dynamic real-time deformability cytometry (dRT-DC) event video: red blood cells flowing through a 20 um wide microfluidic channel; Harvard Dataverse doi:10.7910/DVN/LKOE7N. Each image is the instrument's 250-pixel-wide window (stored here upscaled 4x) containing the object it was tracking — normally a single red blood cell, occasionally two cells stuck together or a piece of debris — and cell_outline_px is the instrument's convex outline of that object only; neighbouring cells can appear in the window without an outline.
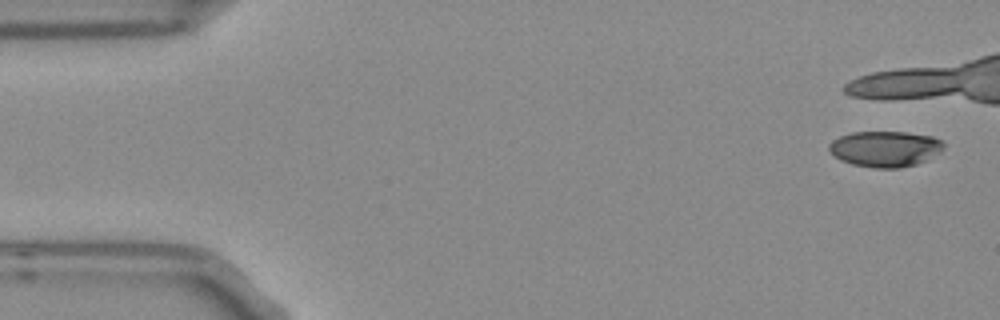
{"species": "Egyptian fruit bat (a non-hibernating species)", "species_latin": "Rousettus aegyptiacus", "temperature_condition": "room temperature", "stored_images_in_passage": 6, "camera_frame_rate_fps": 3000, "um_per_image_px": 0.085, "frame": {"image": 1, "passage_image": 1, "time_ms": 0.0, "image_size_px": [1000, 320], "cell_outline_px": [[944, 148], [940, 152], [916, 164], [900, 168], [876, 168], [852, 164], [840, 160], [828, 148], [828, 144], [832, 140], [840, 136], [852, 132], [908, 132], [932, 136], [940, 140], [944, 144]], "centroid_in_image_um": [75.23, 12.64], "position_along_channel_um": 9.8, "area_um2": 23.81}}